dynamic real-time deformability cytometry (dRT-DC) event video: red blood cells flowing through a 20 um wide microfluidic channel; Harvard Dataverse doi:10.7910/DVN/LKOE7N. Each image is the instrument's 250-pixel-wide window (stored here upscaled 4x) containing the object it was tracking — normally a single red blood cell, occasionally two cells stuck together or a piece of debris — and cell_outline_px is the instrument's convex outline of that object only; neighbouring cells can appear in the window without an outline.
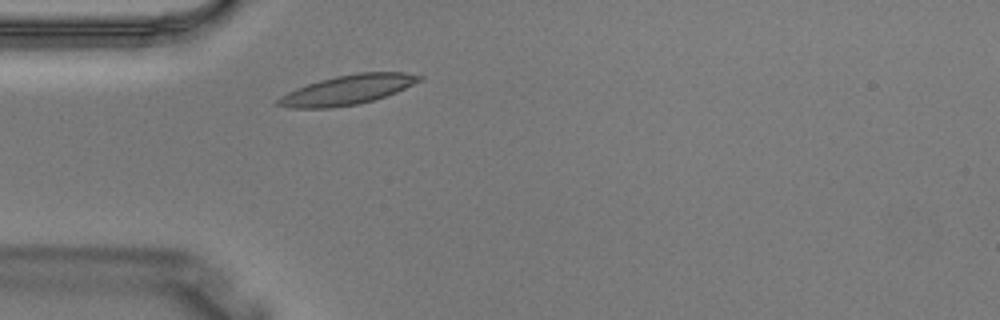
{"species": "Egyptian fruit bat (a non-hibernating species)", "species_latin": "Rousettus aegyptiacus", "temperature_condition": "warm", "stored_images_in_passage": 3, "camera_frame_rate_fps": 3000, "um_per_image_px": 0.085, "animal": {"sex": "male"}, "frame": {"image": 1, "passage_image": 3, "time_ms": 0.667, "image_size_px": [1000, 320], "cell_outline_px": [[424, 80], [396, 92], [372, 100], [356, 104], [332, 108], [292, 108], [276, 104], [276, 100], [280, 96], [296, 88], [320, 80], [336, 76], [356, 72], [404, 72], [424, 76]], "centroid_in_image_um": [29.57, 7.62], "position_along_channel_um": 55.4, "area_um2": 24.28}}